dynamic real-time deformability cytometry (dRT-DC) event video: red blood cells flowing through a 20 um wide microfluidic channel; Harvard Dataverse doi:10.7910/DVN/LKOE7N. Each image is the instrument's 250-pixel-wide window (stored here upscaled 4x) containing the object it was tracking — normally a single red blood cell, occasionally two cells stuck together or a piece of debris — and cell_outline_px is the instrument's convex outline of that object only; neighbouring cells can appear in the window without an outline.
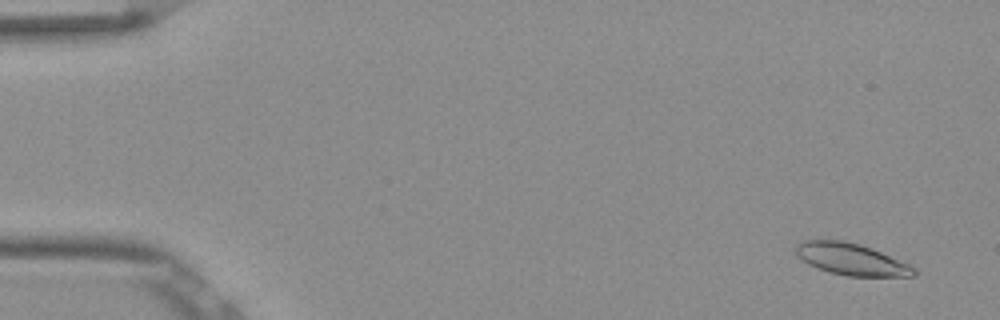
{"species": "Egyptian fruit bat (a non-hibernating species)", "species_latin": "Rousettus aegyptiacus", "temperature_condition": "room temperature", "stored_images_in_passage": 12, "camera_frame_rate_fps": 3000, "um_per_image_px": 0.085, "frame": {"image": 1, "passage_image": 3, "time_ms": 0.667, "image_size_px": [1000, 320], "cell_outline_px": [[916, 276], [848, 276], [828, 272], [816, 268], [808, 264], [796, 256], [796, 244], [804, 240], [844, 240], [860, 244], [880, 252], [908, 264], [916, 268]], "centroid_in_image_um": [72.31, 22.04], "position_along_channel_um": 12.7, "area_um2": 21.79}}